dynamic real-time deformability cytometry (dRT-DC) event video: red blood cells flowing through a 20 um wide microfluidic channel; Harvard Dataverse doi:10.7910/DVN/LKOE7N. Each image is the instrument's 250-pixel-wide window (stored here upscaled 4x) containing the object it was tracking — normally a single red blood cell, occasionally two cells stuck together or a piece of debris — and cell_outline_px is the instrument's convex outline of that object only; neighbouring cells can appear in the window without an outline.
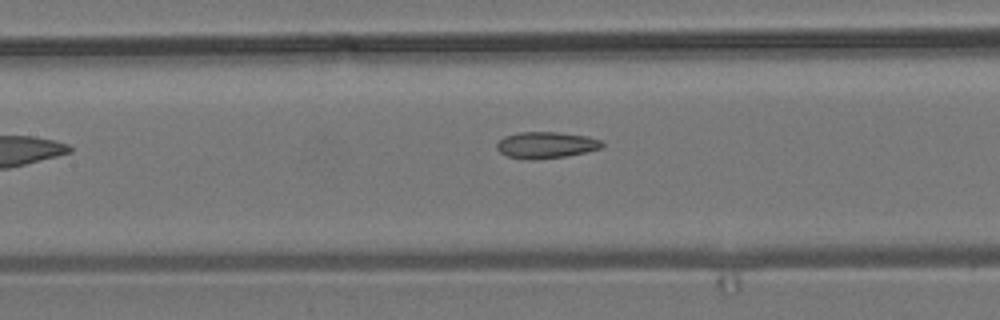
{"species": "common noctule bat (a hibernating species)", "species_latin": "Nyctalus noctula", "temperature_condition": "room temperature", "stored_images_in_passage": 8, "camera_frame_rate_fps": 3000, "um_per_image_px": 0.085, "animal": {"sex": "male", "body_mass_g": 19.2, "forearm_length_mm": 51.8}, "frame": {"image": 1, "passage_image": 7, "time_ms": 8.0, "image_size_px": [1000, 320], "cell_outline_px": [[604, 148], [568, 156], [532, 160], [524, 160], [508, 156], [500, 152], [496, 148], [496, 144], [504, 136], [520, 132], [560, 132], [588, 136], [604, 140]], "centroid_in_image_um": [46.46, 12.33], "position_along_channel_um": 160.9, "area_um2": 16.59}}
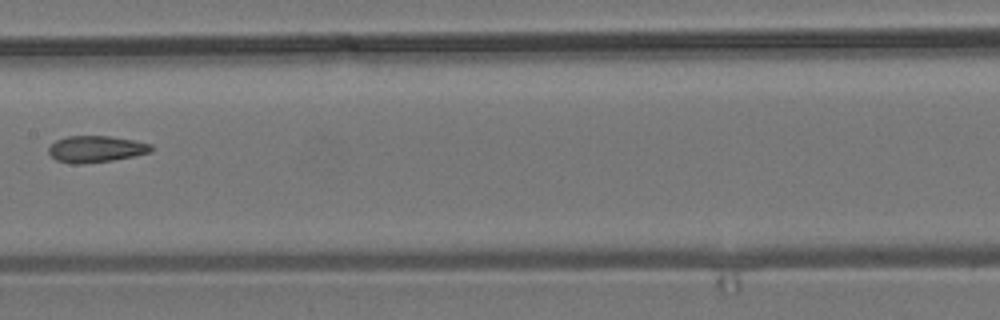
{"frame": {"image": 2, "passage_image": 8, "time_ms": 9.0, "image_size_px": [1000, 320], "cell_outline_px": [[152, 152], [112, 160], [80, 164], [72, 164], [56, 160], [48, 152], [48, 148], [56, 140], [68, 136], [108, 136], [136, 140], [152, 144]], "centroid_in_image_um": [8.16, 12.66], "position_along_channel_um": 199.2, "area_um2": 15.84}}